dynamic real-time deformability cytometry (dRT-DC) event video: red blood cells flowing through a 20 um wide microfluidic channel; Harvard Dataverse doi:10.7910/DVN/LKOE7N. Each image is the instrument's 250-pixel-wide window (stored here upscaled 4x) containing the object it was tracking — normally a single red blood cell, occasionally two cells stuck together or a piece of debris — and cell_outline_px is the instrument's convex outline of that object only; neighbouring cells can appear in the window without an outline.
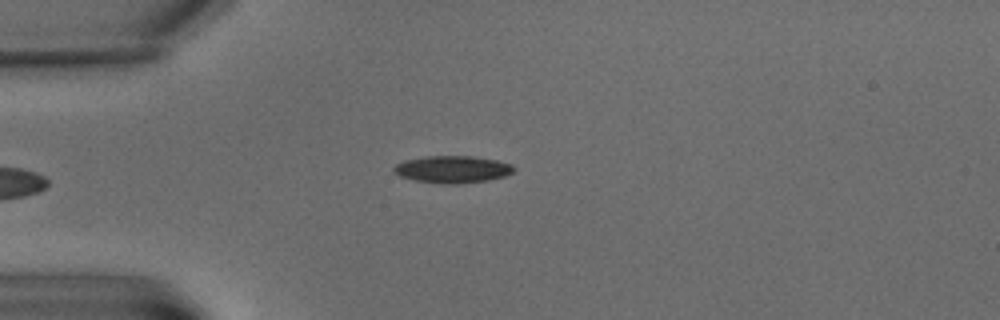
{"species": "common noctule bat (a hibernating species)", "species_latin": "Nyctalus noctula", "temperature_condition": "warm", "stored_images_in_passage": 6, "camera_frame_rate_fps": 3000, "um_per_image_px": 0.085, "animal": {"sex": "male", "body_mass_g": 15.6}, "frame": {"image": 1, "passage_image": 6, "time_ms": 6.0, "image_size_px": [1000, 320], "cell_outline_px": [[516, 168], [512, 172], [504, 176], [488, 180], [456, 184], [440, 184], [416, 180], [400, 176], [392, 172], [392, 168], [396, 164], [404, 160], [428, 156], [472, 156], [496, 160], [512, 164]], "centroid_in_image_um": [38.44, 14.39], "position_along_channel_um": 46.6, "area_um2": 19.02}}